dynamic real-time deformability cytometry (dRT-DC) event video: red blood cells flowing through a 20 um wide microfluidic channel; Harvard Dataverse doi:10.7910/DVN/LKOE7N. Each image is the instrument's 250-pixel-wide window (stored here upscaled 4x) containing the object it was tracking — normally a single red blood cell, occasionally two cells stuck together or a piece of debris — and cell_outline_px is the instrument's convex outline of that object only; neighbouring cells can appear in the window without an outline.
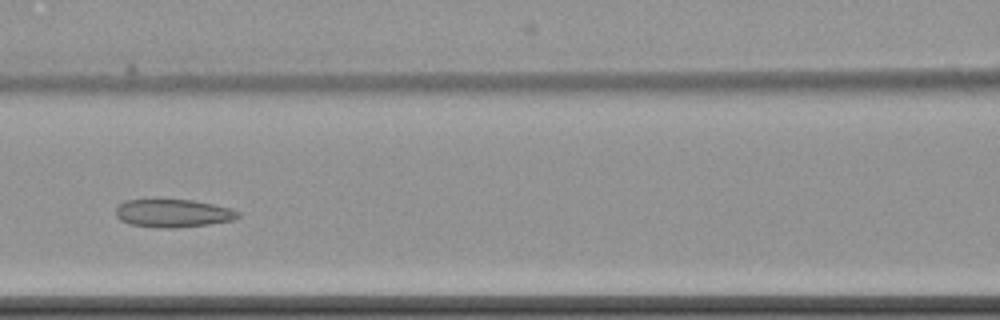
{"species": "common noctule bat (a hibernating species)", "species_latin": "Nyctalus noctula", "temperature_condition": "cold", "stored_images_in_passage": 10, "camera_frame_rate_fps": 3000, "um_per_image_px": 0.085, "animal": {"sex": "female", "body_mass_g": 22.7, "forearm_length_mm": 54.2}, "frame": {"image": 1, "passage_image": 7, "time_ms": 8.0, "image_size_px": [1000, 320], "cell_outline_px": [[240, 216], [232, 220], [208, 224], [176, 228], [156, 228], [128, 224], [120, 220], [116, 216], [116, 208], [124, 200], [192, 200], [212, 204], [228, 208], [240, 212]], "centroid_in_image_um": [14.67, 18.14], "position_along_channel_um": 151.9, "area_um2": 19.88}}
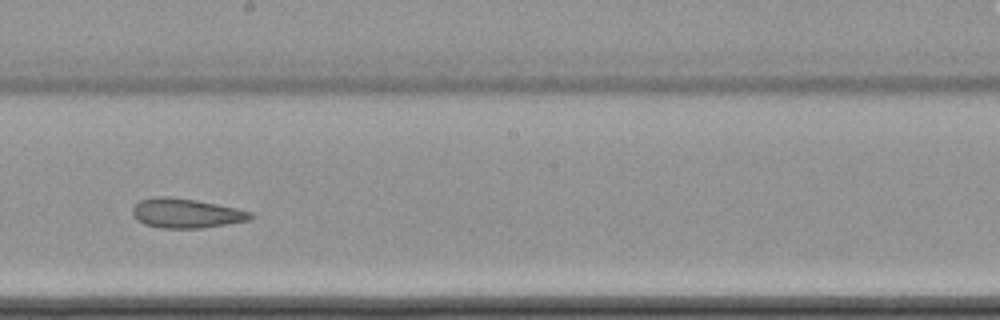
{"frame": {"image": 2, "passage_image": 9, "time_ms": 10.333, "image_size_px": [1000, 320], "cell_outline_px": [[252, 216], [248, 220], [200, 228], [160, 228], [144, 224], [136, 220], [132, 216], [132, 208], [140, 200], [152, 196], [168, 196], [196, 200], [236, 208], [252, 212]], "centroid_in_image_um": [15.74, 18.12], "position_along_channel_um": 232.5, "area_um2": 20.23}}
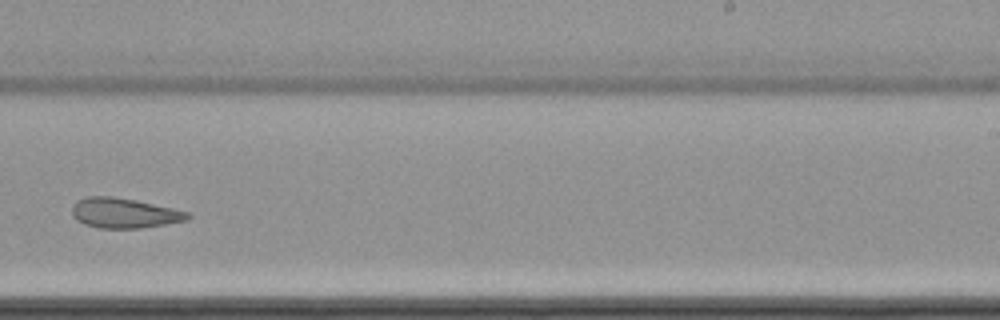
{"frame": {"image": 3, "passage_image": 10, "time_ms": 11.667, "image_size_px": [1000, 320], "cell_outline_px": [[192, 216], [188, 220], [140, 228], [96, 228], [84, 224], [76, 220], [72, 216], [72, 204], [76, 200], [84, 196], [112, 196], [136, 200], [172, 208], [188, 212]], "centroid_in_image_um": [10.5, 18.1], "position_along_channel_um": 278.5, "area_um2": 20.4}}